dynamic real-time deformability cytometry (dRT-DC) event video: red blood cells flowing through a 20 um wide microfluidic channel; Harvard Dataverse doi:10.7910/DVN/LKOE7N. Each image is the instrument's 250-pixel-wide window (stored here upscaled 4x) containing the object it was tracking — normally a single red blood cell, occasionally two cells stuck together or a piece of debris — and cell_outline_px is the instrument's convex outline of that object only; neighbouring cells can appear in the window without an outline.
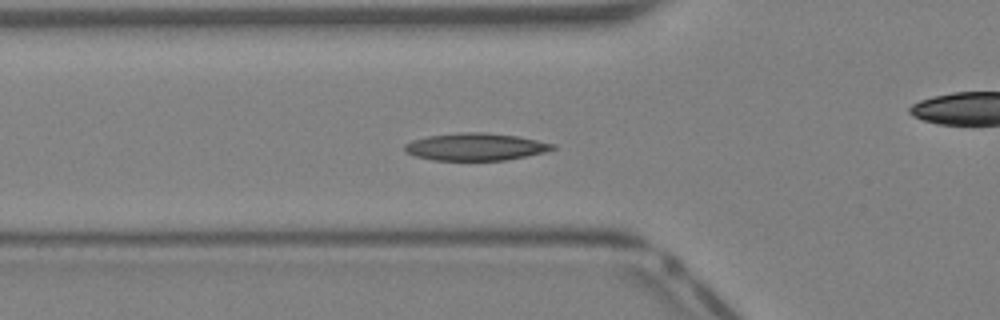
{"species": "Egyptian fruit bat (a non-hibernating species)", "species_latin": "Rousettus aegyptiacus", "temperature_condition": "warm", "stored_images_in_passage": 33, "camera_frame_rate_fps": 3000, "um_per_image_px": 0.085, "animal": {"sex": "female"}, "frame": {"image": 1, "passage_image": 6, "time_ms": 1.667, "image_size_px": [1000, 320], "cell_outline_px": [[556, 148], [544, 152], [504, 160], [432, 160], [416, 156], [404, 152], [404, 144], [412, 140], [428, 136], [460, 132], [484, 132], [516, 136], [556, 144]], "centroid_in_image_um": [40.38, 12.47], "position_along_channel_um": 85.4, "area_um2": 23.47}}
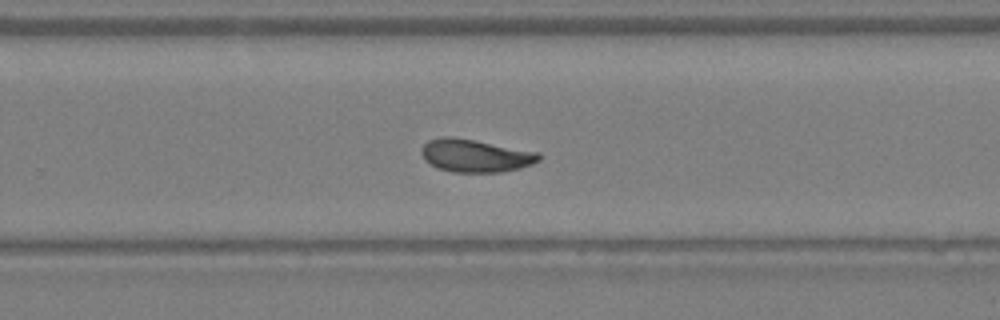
{"frame": {"image": 2, "passage_image": 18, "time_ms": 5.667, "image_size_px": [1000, 320], "cell_outline_px": [[540, 160], [532, 164], [520, 168], [500, 172], [452, 172], [440, 168], [424, 160], [420, 152], [420, 148], [428, 140], [440, 136], [452, 136], [540, 152]], "centroid_in_image_um": [40.39, 13.22], "position_along_channel_um": 289.4, "area_um2": 22.54}}
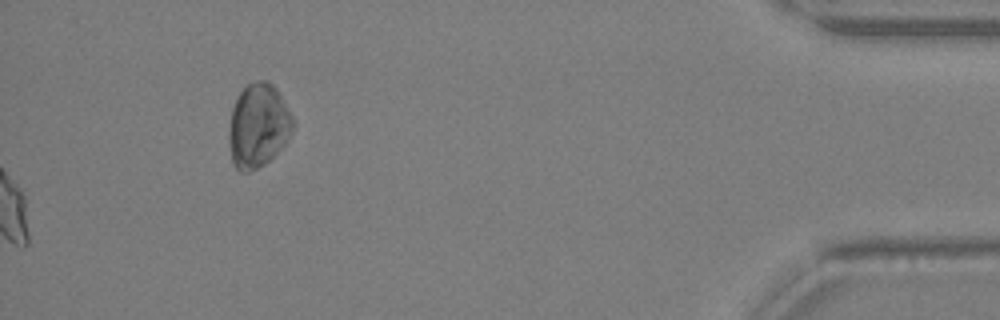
{"frame": {"image": 3, "passage_image": 33, "time_ms": 10.667, "image_size_px": [1000, 320], "cell_outline_px": [[292, 128], [288, 140], [264, 164], [248, 172], [240, 172], [232, 164], [228, 144], [228, 128], [232, 108], [240, 92], [248, 84], [256, 80], [268, 80], [276, 88], [292, 116]], "centroid_in_image_um": [21.9, 10.69], "position_along_channel_um": 413.3, "area_um2": 31.15}}